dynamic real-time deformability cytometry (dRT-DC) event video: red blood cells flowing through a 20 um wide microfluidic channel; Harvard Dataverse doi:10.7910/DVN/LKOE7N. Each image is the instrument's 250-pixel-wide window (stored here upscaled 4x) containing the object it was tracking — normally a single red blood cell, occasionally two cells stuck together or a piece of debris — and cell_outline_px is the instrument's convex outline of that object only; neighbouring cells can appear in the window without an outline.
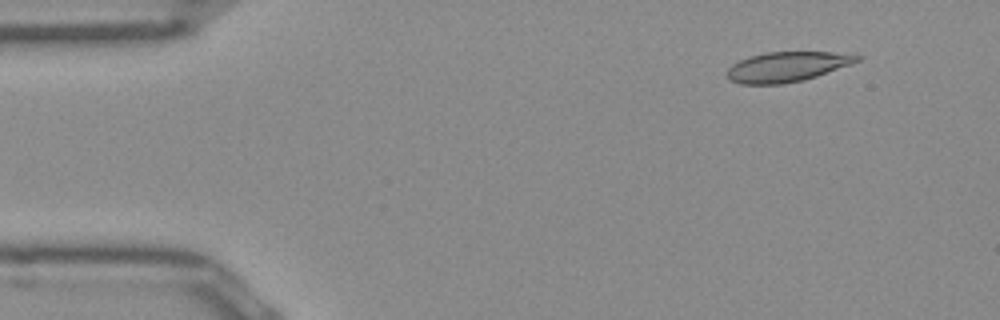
{"species": "Egyptian fruit bat (a non-hibernating species)", "species_latin": "Rousettus aegyptiacus", "temperature_condition": "room temperature", "stored_images_in_passage": 50, "camera_frame_rate_fps": 3000, "um_per_image_px": 0.085, "frame": {"image": 1, "passage_image": 5, "time_ms": 1.333, "image_size_px": [1000, 320], "cell_outline_px": [[864, 56], [860, 60], [816, 76], [804, 80], [780, 84], [740, 84], [728, 80], [724, 76], [728, 68], [732, 64], [748, 56], [764, 52], [856, 52]], "centroid_in_image_um": [66.89, 5.66], "position_along_channel_um": 18.1, "area_um2": 23.06}}
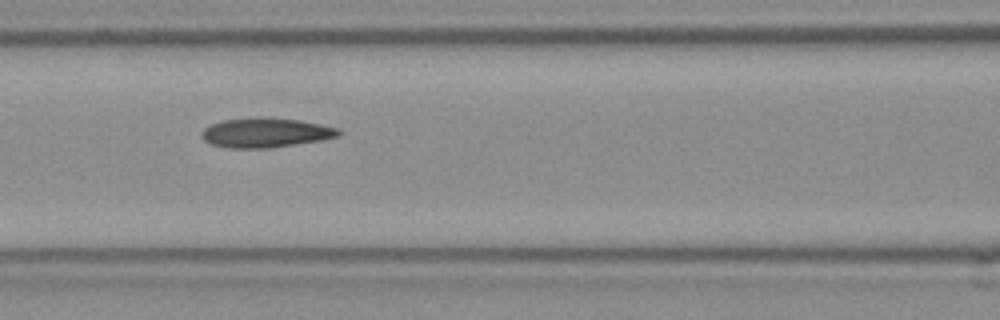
{"frame": {"image": 2, "passage_image": 21, "time_ms": 6.667, "image_size_px": [1000, 320], "cell_outline_px": [[344, 132], [340, 136], [320, 140], [268, 148], [228, 148], [208, 144], [200, 136], [200, 132], [208, 124], [224, 120], [300, 120], [340, 128]], "centroid_in_image_um": [22.57, 11.32], "position_along_channel_um": 144.0, "area_um2": 22.89}}
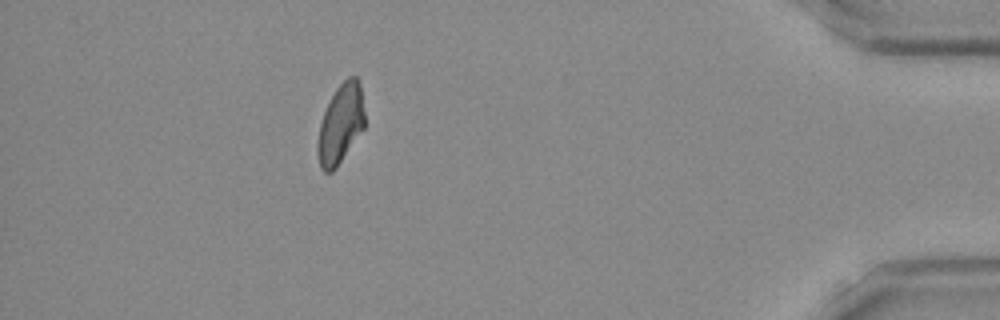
{"frame": {"image": 3, "passage_image": 45, "time_ms": 14.667, "image_size_px": [1000, 320], "cell_outline_px": [[364, 128], [336, 168], [332, 172], [324, 172], [320, 168], [316, 152], [316, 144], [320, 124], [324, 112], [336, 88], [348, 76], [356, 76], [360, 84], [364, 112]], "centroid_in_image_um": [28.93, 10.57], "position_along_channel_um": 406.3, "area_um2": 21.73}, "authors_computed_cell_mechanics": {"area_um2": 22.7732, "velocity_mm_per_s": 3.9672, "shape_relaxation_time_tau1_ms": null, "shape_relaxation_time_tau2_ms": 7.1958, "deformation_change_tau1": null, "deformation_change_tau2": 0.1327}}